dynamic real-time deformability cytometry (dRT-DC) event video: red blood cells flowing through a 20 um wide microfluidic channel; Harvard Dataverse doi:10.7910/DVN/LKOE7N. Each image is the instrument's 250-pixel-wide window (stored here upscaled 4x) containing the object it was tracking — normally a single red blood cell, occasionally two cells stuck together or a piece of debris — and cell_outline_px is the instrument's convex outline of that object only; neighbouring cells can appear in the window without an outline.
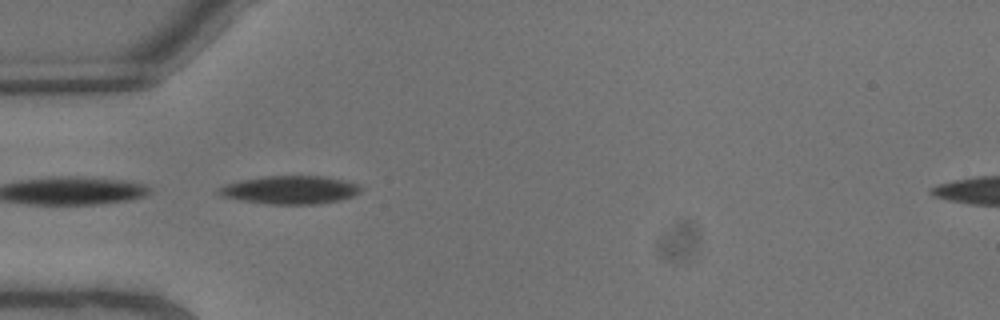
{"species": "common noctule bat (a hibernating species)", "species_latin": "Nyctalus noctula", "temperature_condition": "warm", "stored_images_in_passage": 3, "camera_frame_rate_fps": 3000, "um_per_image_px": 0.085, "animal": {"sex": "male", "body_mass_g": 13.3}, "frame": {"image": 1, "passage_image": 2, "time_ms": 0.333, "image_size_px": [1000, 320], "cell_outline_px": [[360, 192], [352, 196], [340, 200], [320, 204], [268, 204], [240, 200], [220, 196], [216, 192], [216, 188], [224, 184], [240, 180], [264, 176], [324, 176], [344, 180], [360, 184]], "centroid_in_image_um": [24.62, 16.14], "position_along_channel_um": 60.4, "area_um2": 23.58}}